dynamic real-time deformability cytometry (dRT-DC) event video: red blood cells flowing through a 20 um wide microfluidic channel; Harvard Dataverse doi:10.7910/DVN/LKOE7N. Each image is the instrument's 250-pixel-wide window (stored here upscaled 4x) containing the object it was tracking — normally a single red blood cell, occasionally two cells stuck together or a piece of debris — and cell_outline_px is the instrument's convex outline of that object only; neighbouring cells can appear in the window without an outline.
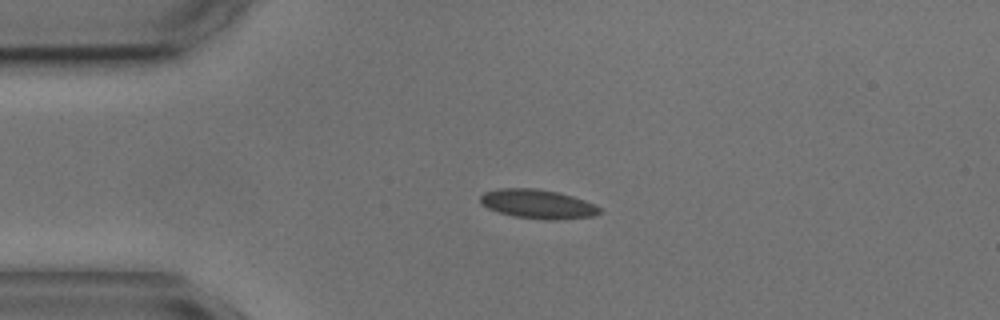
{"species": "common noctule bat (a hibernating species)", "species_latin": "Nyctalus noctula", "temperature_condition": "cold", "stored_images_in_passage": 6, "camera_frame_rate_fps": 3000, "um_per_image_px": 0.085, "animal": {"sex": "male", "body_mass_g": 17.9, "forearm_length_mm": 54.2}, "frame": {"image": 1, "passage_image": 2, "time_ms": 1.0, "image_size_px": [1000, 320], "cell_outline_px": [[604, 212], [592, 216], [556, 220], [544, 220], [512, 216], [488, 208], [480, 204], [480, 196], [484, 192], [500, 188], [536, 188], [556, 192], [572, 196], [596, 204]], "centroid_in_image_um": [45.71, 17.35], "position_along_channel_um": 39.3, "area_um2": 20.35}}